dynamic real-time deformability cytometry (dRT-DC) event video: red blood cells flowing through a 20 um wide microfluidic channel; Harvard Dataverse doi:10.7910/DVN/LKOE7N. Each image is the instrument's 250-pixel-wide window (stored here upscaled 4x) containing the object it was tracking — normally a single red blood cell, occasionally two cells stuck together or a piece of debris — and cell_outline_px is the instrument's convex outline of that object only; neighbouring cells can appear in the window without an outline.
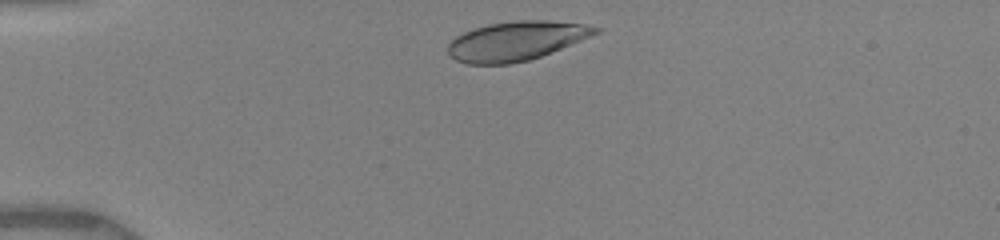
{"species": "human", "species_latin": "Homo sapiens", "temperature_condition": "warm", "stored_images_in_passage": 23, "camera_frame_rate_fps": 3000, "um_per_image_px": 0.085, "donor": {"sex": "female"}, "frame": {"image": 1, "passage_image": 1, "time_ms": 0.0, "image_size_px": [1000, 240], "cell_outline_px": [[604, 28], [600, 32], [540, 56], [528, 60], [508, 64], [468, 64], [456, 60], [448, 52], [448, 44], [456, 36], [464, 32], [488, 24], [516, 20], [548, 20], [584, 24]], "centroid_in_image_um": [43.88, 3.47], "position_along_channel_um": 41.1, "area_um2": 33.35}}
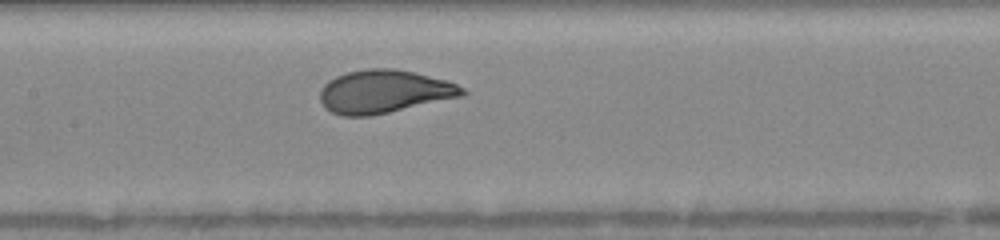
{"frame": {"image": 2, "passage_image": 13, "time_ms": 4.333, "image_size_px": [1000, 240], "cell_outline_px": [[468, 92], [464, 96], [372, 116], [340, 116], [324, 108], [320, 100], [320, 92], [324, 84], [328, 80], [336, 76], [348, 72], [368, 68], [396, 68], [416, 72], [444, 80], [456, 84], [464, 88]], "centroid_in_image_um": [32.65, 7.79], "position_along_channel_um": 174.8, "area_um2": 36.07}}
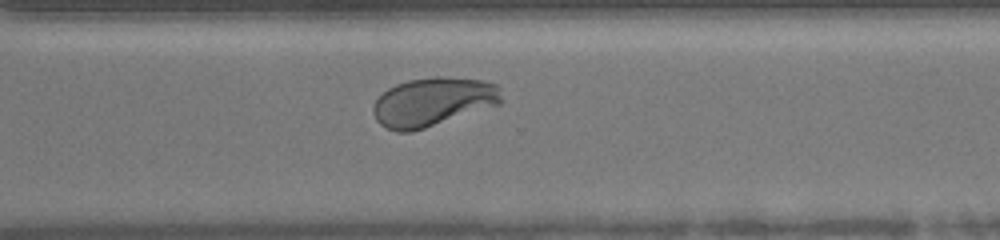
{"frame": {"image": 3, "passage_image": 23, "time_ms": 8.333, "image_size_px": [1000, 240], "cell_outline_px": [[500, 104], [412, 132], [396, 132], [380, 124], [376, 120], [372, 112], [372, 108], [376, 100], [388, 88], [396, 84], [408, 80], [436, 76], [480, 80], [496, 84], [500, 88]], "centroid_in_image_um": [36.76, 8.66], "position_along_channel_um": 333.8, "area_um2": 36.18}}